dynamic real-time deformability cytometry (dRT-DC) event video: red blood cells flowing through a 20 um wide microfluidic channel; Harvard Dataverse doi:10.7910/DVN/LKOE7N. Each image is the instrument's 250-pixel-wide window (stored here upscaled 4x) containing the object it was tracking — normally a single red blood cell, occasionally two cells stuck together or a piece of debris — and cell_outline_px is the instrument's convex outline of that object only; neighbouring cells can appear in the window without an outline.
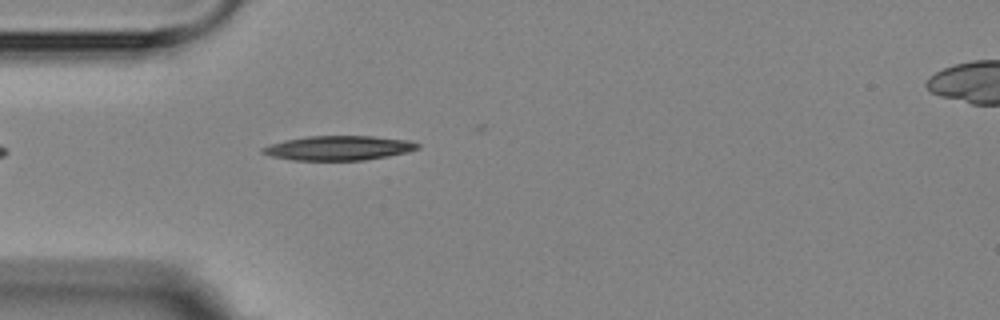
{"species": "Egyptian fruit bat (a non-hibernating species)", "species_latin": "Rousettus aegyptiacus", "temperature_condition": "room temperature", "stored_images_in_passage": 5, "camera_frame_rate_fps": 3000, "um_per_image_px": 0.085, "animal": {"sex": "female"}, "frame": {"image": 1, "passage_image": 5, "time_ms": 4.333, "image_size_px": [1000, 320], "cell_outline_px": [[420, 148], [408, 152], [388, 156], [364, 160], [292, 160], [272, 156], [260, 152], [260, 148], [284, 140], [308, 136], [372, 136], [408, 140], [420, 144]], "centroid_in_image_um": [28.79, 12.58], "position_along_channel_um": 56.2, "area_um2": 22.08}}